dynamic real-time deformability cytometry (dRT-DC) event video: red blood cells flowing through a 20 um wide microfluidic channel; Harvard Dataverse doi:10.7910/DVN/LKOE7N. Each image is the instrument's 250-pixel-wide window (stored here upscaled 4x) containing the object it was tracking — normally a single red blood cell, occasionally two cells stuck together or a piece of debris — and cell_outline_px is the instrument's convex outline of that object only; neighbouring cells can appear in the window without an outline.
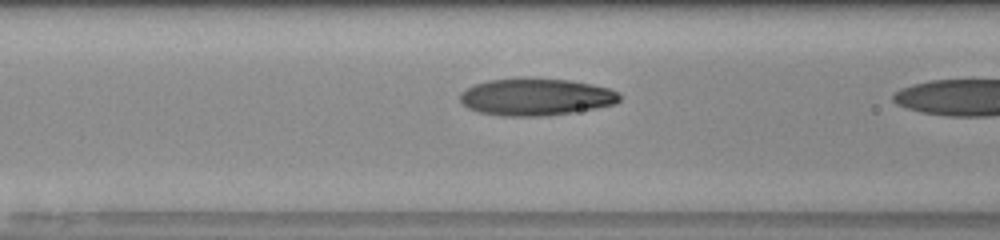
{"species": "human", "species_latin": "Homo sapiens", "temperature_condition": "room temperature", "stored_images_in_passage": 17, "camera_frame_rate_fps": 3000, "um_per_image_px": 0.085, "donor": {"sex": "male"}, "frame": {"image": 1, "passage_image": 16, "time_ms": 5.0, "image_size_px": [1000, 240], "cell_outline_px": [[620, 100], [612, 104], [596, 108], [572, 112], [544, 116], [500, 116], [480, 112], [468, 108], [460, 100], [460, 92], [476, 84], [488, 80], [524, 76], [568, 80], [592, 84], [608, 88], [616, 92], [620, 96]], "centroid_in_image_um": [45.51, 8.22], "position_along_channel_um": 121.1, "area_um2": 34.74}}